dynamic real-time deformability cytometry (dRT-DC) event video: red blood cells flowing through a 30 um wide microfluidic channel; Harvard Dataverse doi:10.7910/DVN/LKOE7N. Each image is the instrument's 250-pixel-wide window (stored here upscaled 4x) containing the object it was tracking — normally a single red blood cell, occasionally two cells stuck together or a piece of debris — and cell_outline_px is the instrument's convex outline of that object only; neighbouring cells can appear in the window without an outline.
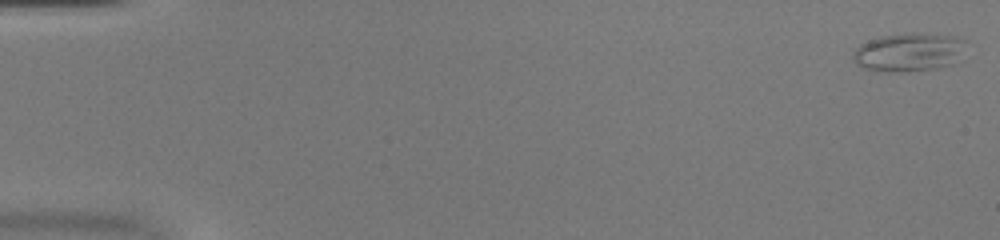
{"species": "common noctule bat (a hibernating species)", "species_latin": "Nyctalus noctula", "temperature_condition": "warm", "stored_images_in_passage": 52, "camera_frame_rate_fps": 3000, "um_per_image_px": 0.085, "animal": {"sex": "female", "body_mass_g": 20.0, "forearm_length_mm": 54.0}, "frame": {"image": 1, "passage_image": 1, "time_ms": 0.0, "image_size_px": [1000, 240], "cell_outline_px": [[964, 60], [952, 64], [936, 68], [908, 72], [880, 72], [860, 68], [852, 60], [852, 52], [860, 44], [868, 40], [880, 36], [908, 32], [916, 32], [956, 36], [964, 40]], "centroid_in_image_um": [77.25, 4.44], "position_along_channel_um": 7.8, "area_um2": 26.3}}
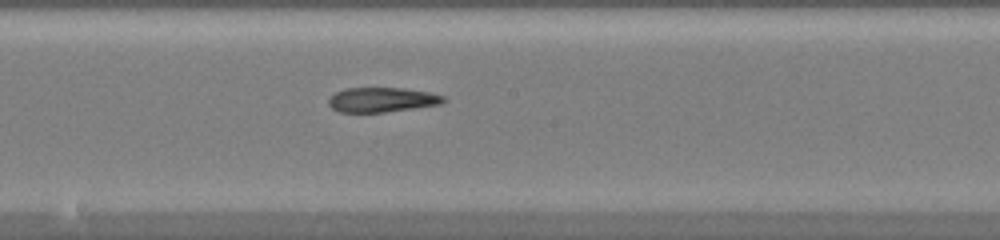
{"frame": {"image": 2, "passage_image": 29, "time_ms": 9.333, "image_size_px": [1000, 240], "cell_outline_px": [[444, 100], [440, 104], [384, 112], [340, 112], [332, 108], [328, 104], [328, 100], [336, 92], [344, 88], [404, 88], [428, 92], [444, 96]], "centroid_in_image_um": [32.42, 8.47], "position_along_channel_um": 215.8, "area_um2": 16.3}}
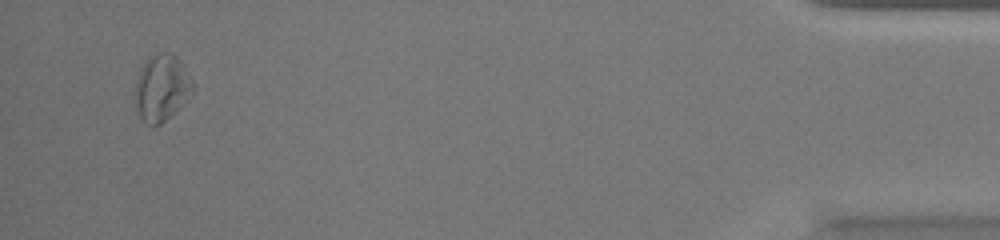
{"frame": {"image": 3, "passage_image": 50, "time_ms": 16.333, "image_size_px": [1000, 240], "cell_outline_px": [[196, 88], [160, 124], [152, 128], [144, 124], [136, 112], [132, 96], [136, 80], [140, 68], [148, 56], [160, 52], [172, 52], [184, 64]], "centroid_in_image_um": [13.67, 7.45], "position_along_channel_um": 421.5, "area_um2": 22.89}}